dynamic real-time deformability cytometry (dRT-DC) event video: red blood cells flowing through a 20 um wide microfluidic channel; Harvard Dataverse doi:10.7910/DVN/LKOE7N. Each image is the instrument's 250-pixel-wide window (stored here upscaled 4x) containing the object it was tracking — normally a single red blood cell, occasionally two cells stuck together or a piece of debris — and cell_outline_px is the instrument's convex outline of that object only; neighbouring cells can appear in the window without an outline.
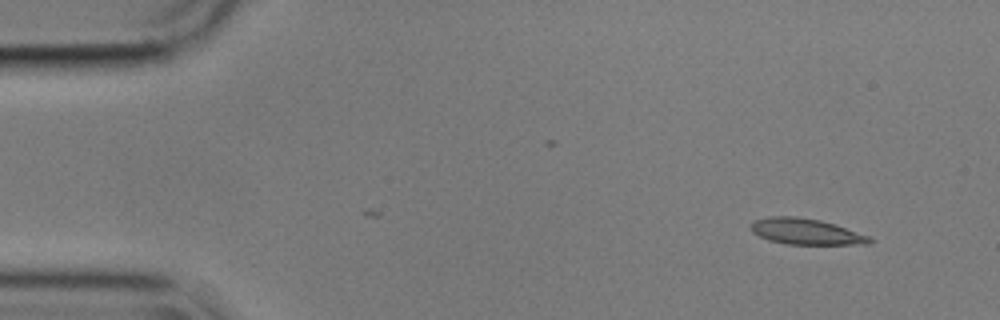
{"species": "common noctule bat (a hibernating species)", "species_latin": "Nyctalus noctula", "temperature_condition": "cold", "stored_images_in_passage": 9, "camera_frame_rate_fps": 3000, "um_per_image_px": 0.085, "animal": {"sex": "male", "body_mass_g": 17.9}, "frame": {"image": 1, "passage_image": 1, "time_ms": 0.0, "image_size_px": [1000, 320], "cell_outline_px": [[872, 240], [868, 244], [788, 244], [768, 240], [752, 232], [752, 220], [768, 216], [796, 216], [820, 220], [836, 224], [868, 236]], "centroid_in_image_um": [68.47, 19.67], "position_along_channel_um": 16.5, "area_um2": 17.86}}